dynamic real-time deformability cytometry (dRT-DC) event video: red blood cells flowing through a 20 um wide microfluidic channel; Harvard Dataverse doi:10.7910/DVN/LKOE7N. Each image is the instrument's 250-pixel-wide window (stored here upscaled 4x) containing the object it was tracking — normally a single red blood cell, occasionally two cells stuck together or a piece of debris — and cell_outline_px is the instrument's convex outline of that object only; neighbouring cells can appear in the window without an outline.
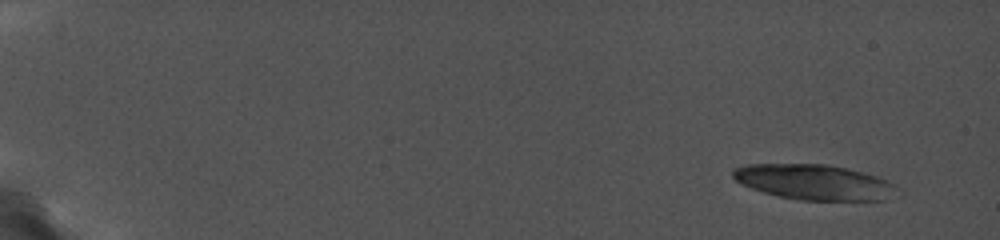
{"species": "common noctule bat (a hibernating species)", "species_latin": "Nyctalus noctula", "temperature_condition": "cold", "stored_images_in_passage": 3, "camera_frame_rate_fps": 5000, "um_per_image_px": 0.085, "animal": {"sex": "female", "body_mass_g": 19.0, "forearm_length_mm": 56.7}, "frame": {"image": 1, "passage_image": 1, "time_ms": 0.0, "image_size_px": [1000, 240], "cell_outline_px": [[896, 188], [884, 200], [796, 200], [764, 192], [752, 188], [736, 180], [732, 176], [732, 172], [736, 168], [744, 164], [828, 164], [848, 168], [876, 176], [892, 184]], "centroid_in_image_um": [69.13, 15.47], "position_along_channel_um": 15.9, "area_um2": 33.18}}